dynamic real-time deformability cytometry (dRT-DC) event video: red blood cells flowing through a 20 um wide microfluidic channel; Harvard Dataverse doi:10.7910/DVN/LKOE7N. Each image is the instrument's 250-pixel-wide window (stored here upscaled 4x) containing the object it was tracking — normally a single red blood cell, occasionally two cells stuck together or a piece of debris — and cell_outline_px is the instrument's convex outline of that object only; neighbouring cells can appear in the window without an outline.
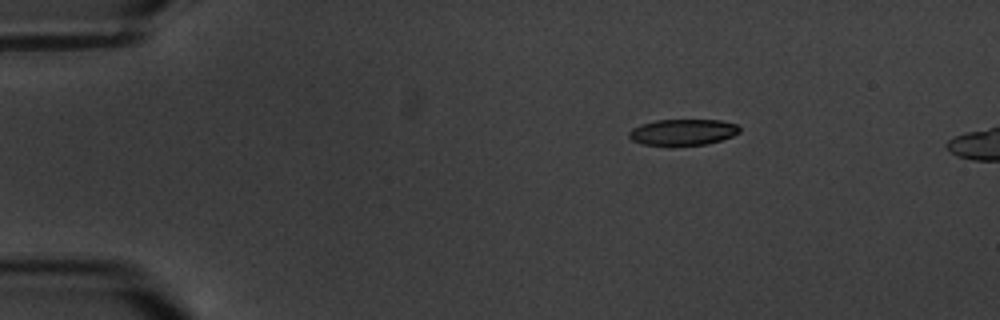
{"species": "common noctule bat (a hibernating species)", "species_latin": "Nyctalus noctula", "temperature_condition": "warm", "stored_images_in_passage": 4, "camera_frame_rate_fps": 3000, "um_per_image_px": 0.085, "animal": {"sex": "male", "body_mass_g": 20.1, "forearm_length_mm": 53.5}, "frame": {"image": 1, "passage_image": 1, "time_ms": 0.0, "image_size_px": [1000, 320], "cell_outline_px": [[740, 132], [732, 136], [708, 144], [640, 144], [632, 140], [628, 136], [628, 132], [632, 128], [640, 124], [656, 120], [720, 120], [736, 124], [740, 128]], "centroid_in_image_um": [58.03, 11.21], "position_along_channel_um": 27.0, "area_um2": 16.59}}